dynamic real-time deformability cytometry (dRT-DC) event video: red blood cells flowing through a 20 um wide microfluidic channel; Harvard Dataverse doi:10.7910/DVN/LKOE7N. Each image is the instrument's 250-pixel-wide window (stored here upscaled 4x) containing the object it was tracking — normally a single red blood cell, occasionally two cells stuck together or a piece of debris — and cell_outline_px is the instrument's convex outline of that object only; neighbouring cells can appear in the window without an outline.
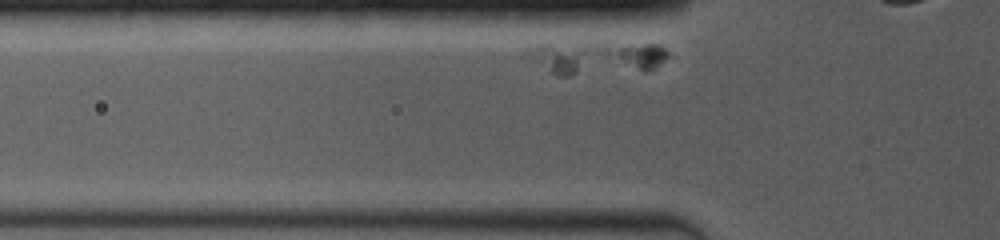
{"species": "common noctule bat (a hibernating species)", "species_latin": "Nyctalus noctula", "temperature_condition": "room temperature", "stored_images_in_passage": 7, "camera_frame_rate_fps": 4000, "um_per_image_px": 0.085, "animal": {"sex": "female", "body_mass_g": 19.0, "forearm_length_mm": 53.3}, "frame": {"image": 1, "passage_image": 3, "time_ms": 0.5, "image_size_px": [1000, 240], "cell_outline_px": [[672, 56], [660, 64], [652, 68], [572, 76], [556, 76], [520, 56], [528, 48], [536, 44], [660, 44]], "centroid_in_image_um": [50.57, 4.92], "position_along_channel_um": 75.2, "area_um2": 27.17}}